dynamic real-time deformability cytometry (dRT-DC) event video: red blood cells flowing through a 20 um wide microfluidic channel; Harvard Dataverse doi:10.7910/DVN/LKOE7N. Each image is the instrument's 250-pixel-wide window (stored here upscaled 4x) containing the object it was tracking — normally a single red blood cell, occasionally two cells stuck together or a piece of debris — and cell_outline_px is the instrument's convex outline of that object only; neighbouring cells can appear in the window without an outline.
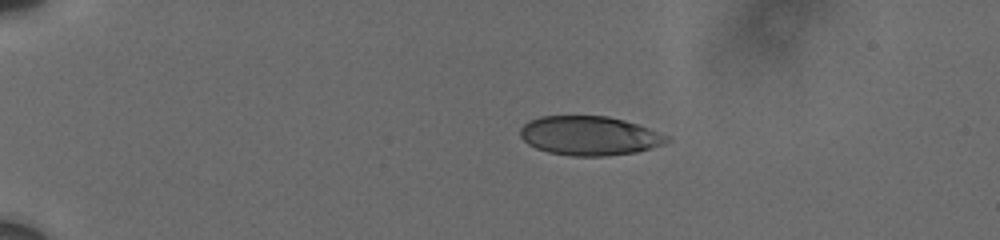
{"species": "human", "species_latin": "Homo sapiens", "temperature_condition": "cold", "stored_images_in_passage": 8, "camera_frame_rate_fps": 3000, "um_per_image_px": 0.085, "donor": {"sex": "male"}, "frame": {"image": 1, "passage_image": 1, "time_ms": 0.0, "image_size_px": [1000, 240], "cell_outline_px": [[672, 140], [664, 144], [636, 152], [604, 156], [572, 156], [548, 152], [536, 148], [528, 144], [520, 136], [520, 128], [528, 120], [540, 116], [608, 116], [624, 120], [648, 128], [668, 136]], "centroid_in_image_um": [50.08, 11.54], "position_along_channel_um": 34.9, "area_um2": 33.47}}
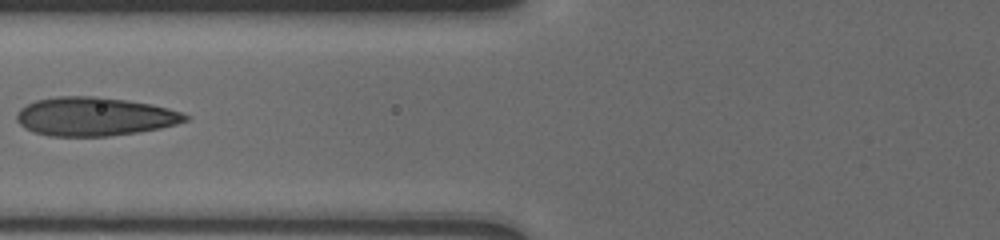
{"frame": {"image": 2, "passage_image": 6, "time_ms": 4.333, "image_size_px": [1000, 240], "cell_outline_px": [[188, 120], [176, 124], [160, 128], [136, 132], [108, 136], [48, 136], [24, 128], [16, 120], [16, 112], [20, 108], [36, 100], [56, 96], [96, 96], [128, 100], [152, 104], [168, 108], [180, 112], [188, 116]], "centroid_in_image_um": [8.01, 9.9], "position_along_channel_um": 117.8, "area_um2": 37.97}}
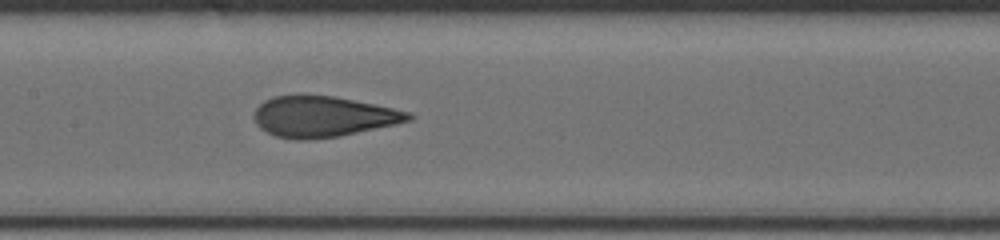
{"frame": {"image": 3, "passage_image": 8, "time_ms": 6.0, "image_size_px": [1000, 240], "cell_outline_px": [[416, 116], [412, 120], [396, 124], [340, 136], [308, 140], [296, 140], [276, 136], [260, 128], [256, 124], [252, 116], [256, 108], [264, 100], [272, 96], [332, 96], [392, 108], [408, 112]], "centroid_in_image_um": [27.43, 9.93], "position_along_channel_um": 180.0, "area_um2": 36.41}}